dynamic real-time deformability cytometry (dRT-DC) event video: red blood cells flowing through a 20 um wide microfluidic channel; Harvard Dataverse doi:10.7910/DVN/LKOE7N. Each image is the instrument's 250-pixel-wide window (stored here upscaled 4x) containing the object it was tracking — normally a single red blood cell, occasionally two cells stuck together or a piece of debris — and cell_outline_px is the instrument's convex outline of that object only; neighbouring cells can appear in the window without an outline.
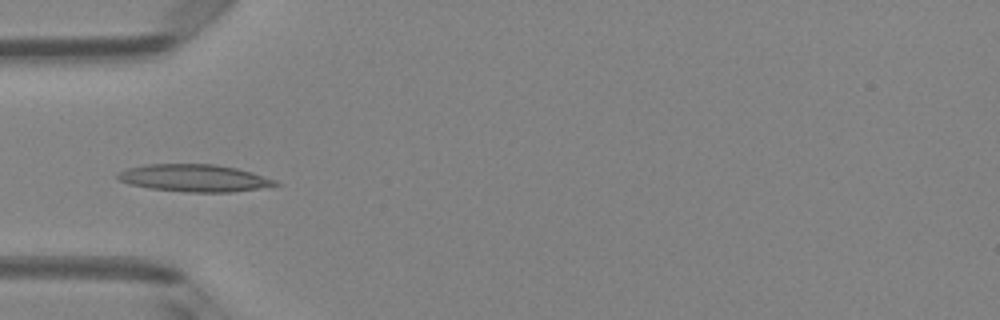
{"species": "Egyptian fruit bat (a non-hibernating species)", "species_latin": "Rousettus aegyptiacus", "temperature_condition": "room temperature", "stored_images_in_passage": 6, "camera_frame_rate_fps": 3000, "um_per_image_px": 0.085, "animal": {"sex": "female"}, "frame": {"image": 1, "passage_image": 4, "time_ms": 1.0, "image_size_px": [1000, 320], "cell_outline_px": [[280, 184], [232, 192], [188, 192], [152, 188], [128, 184], [120, 180], [116, 176], [116, 172], [128, 168], [144, 164], [212, 164], [236, 168], [252, 172], [276, 180]], "centroid_in_image_um": [16.47, 15.12], "position_along_channel_um": 68.5, "area_um2": 24.85}}
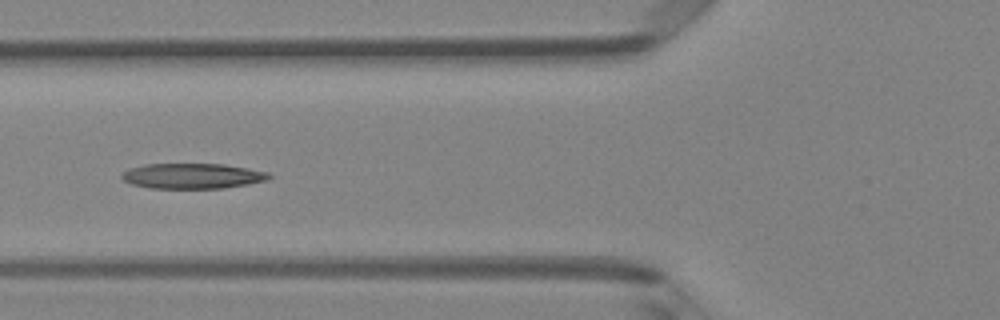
{"frame": {"image": 2, "passage_image": 5, "time_ms": 1.333, "image_size_px": [1000, 320], "cell_outline_px": [[272, 176], [268, 180], [248, 184], [224, 188], [148, 188], [132, 184], [124, 180], [120, 176], [128, 168], [144, 164], [224, 164], [248, 168], [268, 172]], "centroid_in_image_um": [16.36, 14.95], "position_along_channel_um": 109.4, "area_um2": 21.79}}
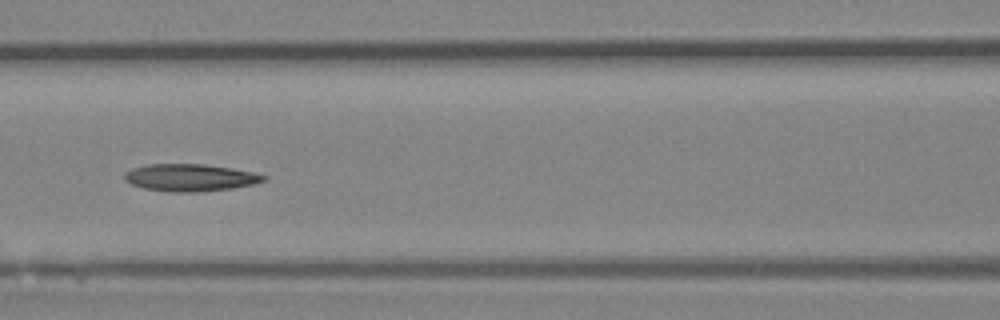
{"frame": {"image": 3, "passage_image": 6, "time_ms": 1.667, "image_size_px": [1000, 320], "cell_outline_px": [[268, 180], [252, 184], [232, 188], [196, 192], [172, 192], [144, 188], [132, 184], [124, 180], [124, 172], [132, 168], [148, 164], [204, 164], [232, 168], [252, 172], [268, 176]], "centroid_in_image_um": [16.16, 15.09], "position_along_channel_um": 150.4, "area_um2": 22.08}}